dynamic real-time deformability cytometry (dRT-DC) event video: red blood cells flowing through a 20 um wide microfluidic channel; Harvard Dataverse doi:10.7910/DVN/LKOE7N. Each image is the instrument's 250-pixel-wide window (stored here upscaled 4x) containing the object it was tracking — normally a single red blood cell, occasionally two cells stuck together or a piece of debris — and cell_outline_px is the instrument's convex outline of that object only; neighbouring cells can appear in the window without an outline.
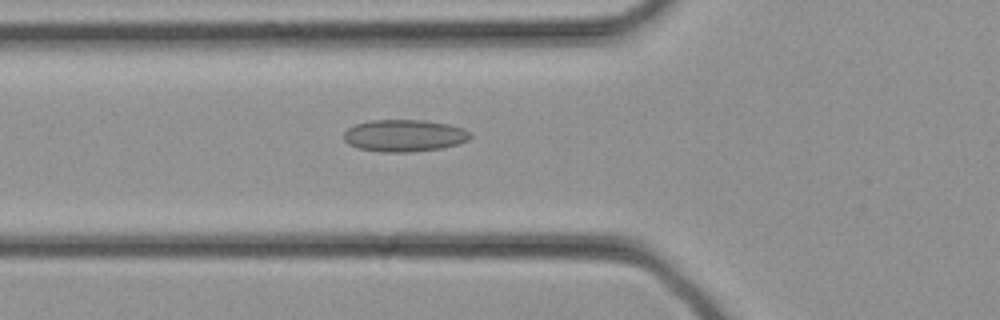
{"species": "common noctule bat (a hibernating species)", "species_latin": "Nyctalus noctula", "temperature_condition": "cold", "stored_images_in_passage": 23, "camera_frame_rate_fps": 3000, "um_per_image_px": 0.085, "animal": {"sex": "female", "body_mass_g": 21.9}, "frame": {"image": 1, "passage_image": 2, "time_ms": 0.333, "image_size_px": [1000, 320], "cell_outline_px": [[472, 136], [468, 140], [456, 144], [440, 148], [412, 152], [380, 152], [356, 148], [348, 144], [344, 140], [344, 132], [348, 128], [356, 124], [368, 120], [424, 120], [448, 124], [464, 128], [472, 132]], "centroid_in_image_um": [34.36, 11.52], "position_along_channel_um": 91.4, "area_um2": 23.81}}
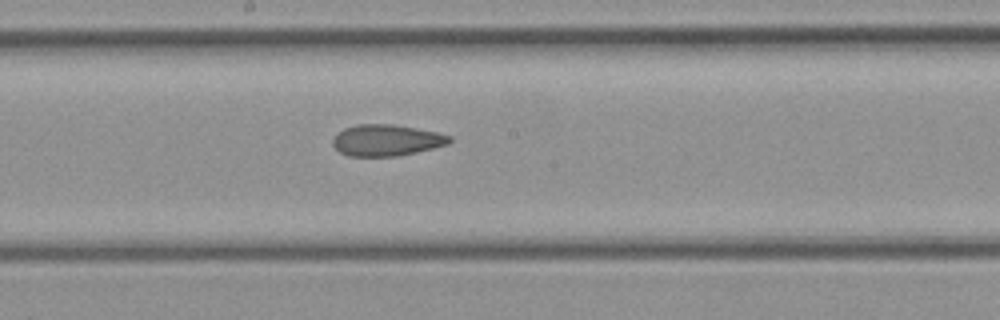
{"frame": {"image": 2, "passage_image": 8, "time_ms": 2.333, "image_size_px": [1000, 320], "cell_outline_px": [[452, 140], [448, 144], [416, 152], [396, 156], [348, 156], [340, 152], [332, 144], [332, 140], [344, 128], [356, 124], [392, 124], [416, 128], [436, 132], [452, 136]], "centroid_in_image_um": [32.85, 11.92], "position_along_channel_um": 215.3, "area_um2": 21.21}}
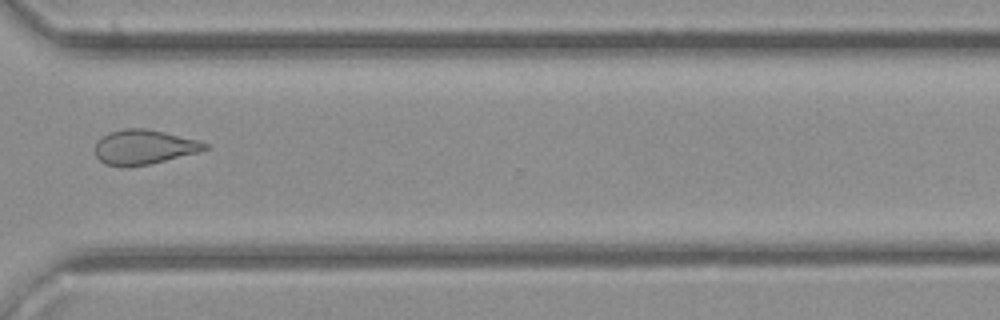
{"frame": {"image": 3, "passage_image": 15, "time_ms": 4.667, "image_size_px": [1000, 320], "cell_outline_px": [[208, 148], [200, 152], [148, 164], [124, 168], [120, 168], [104, 164], [96, 156], [96, 140], [108, 132], [124, 128], [144, 128], [164, 132], [196, 140], [208, 144]], "centroid_in_image_um": [12.18, 12.51], "position_along_channel_um": 358.4, "area_um2": 22.25}}